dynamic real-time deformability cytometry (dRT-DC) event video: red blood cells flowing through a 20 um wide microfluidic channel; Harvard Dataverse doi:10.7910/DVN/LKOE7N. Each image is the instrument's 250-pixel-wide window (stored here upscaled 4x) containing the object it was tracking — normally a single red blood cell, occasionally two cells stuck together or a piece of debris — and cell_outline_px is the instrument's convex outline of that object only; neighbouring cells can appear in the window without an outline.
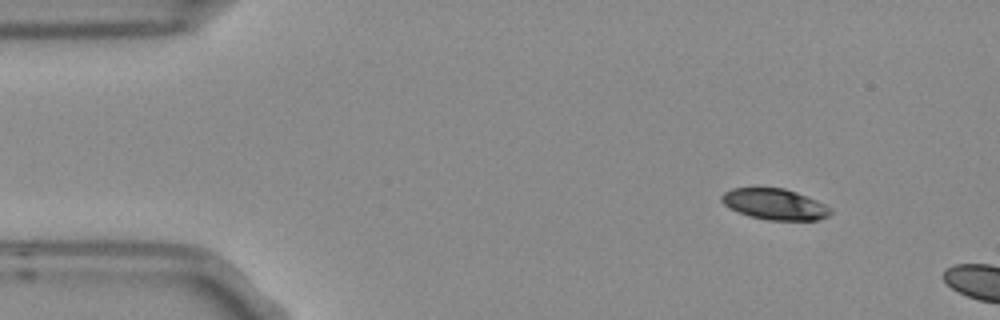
{"species": "Egyptian fruit bat (a non-hibernating species)", "species_latin": "Rousettus aegyptiacus", "temperature_condition": "room temperature", "stored_images_in_passage": 2, "camera_frame_rate_fps": 3000, "um_per_image_px": 0.085, "frame": {"image": 1, "passage_image": 1, "time_ms": 0.0, "image_size_px": [1000, 320], "cell_outline_px": [[832, 212], [828, 216], [816, 220], [768, 220], [748, 216], [728, 208], [720, 200], [720, 196], [724, 192], [732, 188], [784, 188], [796, 192], [816, 200], [832, 208]], "centroid_in_image_um": [65.82, 17.36], "position_along_channel_um": 19.2, "area_um2": 19.71}}